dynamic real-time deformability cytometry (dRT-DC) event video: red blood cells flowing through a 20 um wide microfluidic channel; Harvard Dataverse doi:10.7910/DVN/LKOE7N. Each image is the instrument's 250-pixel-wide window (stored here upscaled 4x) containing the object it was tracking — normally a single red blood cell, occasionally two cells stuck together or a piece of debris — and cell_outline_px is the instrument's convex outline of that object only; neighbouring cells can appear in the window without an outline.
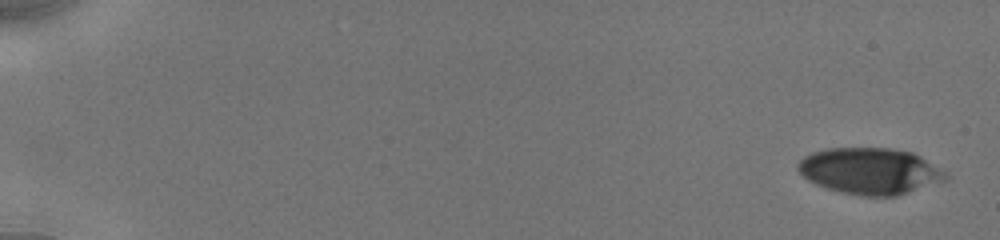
{"species": "human", "species_latin": "Homo sapiens", "temperature_condition": "cold", "stored_images_in_passage": 25, "camera_frame_rate_fps": 3000, "um_per_image_px": 0.085, "donor": {"sex": "male"}, "frame": {"image": 1, "passage_image": 1, "time_ms": 0.0, "image_size_px": [1000, 240], "cell_outline_px": [[948, 176], [944, 180], [896, 196], [860, 196], [840, 192], [816, 184], [808, 180], [796, 168], [796, 164], [804, 156], [812, 152], [828, 148], [892, 148], [912, 152], [920, 156], [948, 172]], "centroid_in_image_um": [73.93, 14.53], "position_along_channel_um": 11.1, "area_um2": 39.88}}
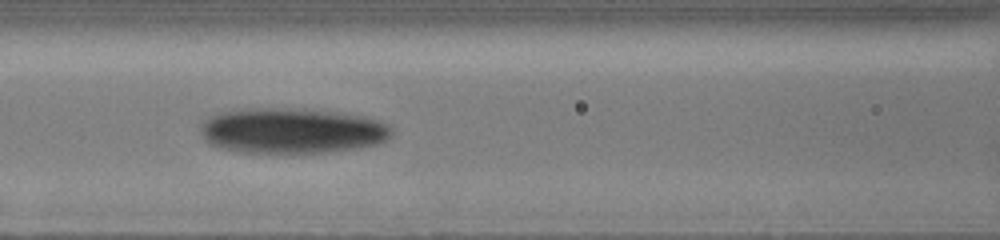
{"frame": {"image": 2, "passage_image": 18, "time_ms": 8.0, "image_size_px": [1000, 240], "cell_outline_px": [[392, 136], [376, 144], [360, 148], [328, 152], [240, 152], [216, 148], [208, 144], [204, 140], [200, 132], [200, 124], [208, 116], [220, 112], [248, 108], [288, 108], [336, 112], [364, 116], [388, 124], [392, 128]], "centroid_in_image_um": [24.75, 11.11], "position_along_channel_um": 141.8, "area_um2": 50.92}}
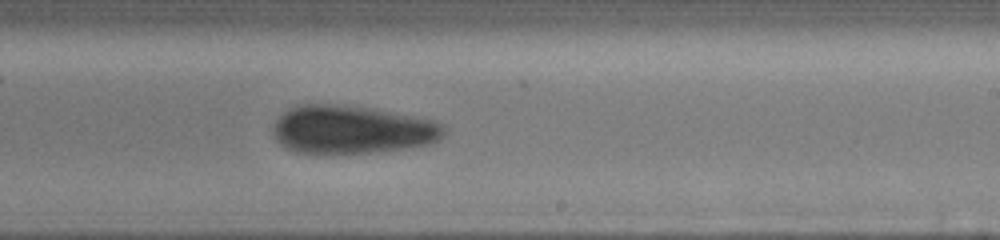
{"frame": {"image": 3, "passage_image": 25, "time_ms": 11.0, "image_size_px": [1000, 240], "cell_outline_px": [[448, 132], [440, 140], [428, 144], [408, 148], [372, 152], [320, 156], [296, 152], [284, 148], [276, 140], [272, 132], [272, 128], [276, 120], [288, 108], [300, 104], [336, 104], [372, 108], [416, 116], [436, 120], [444, 124], [448, 128]], "centroid_in_image_um": [29.92, 11.04], "position_along_channel_um": 259.1, "area_um2": 49.48}}